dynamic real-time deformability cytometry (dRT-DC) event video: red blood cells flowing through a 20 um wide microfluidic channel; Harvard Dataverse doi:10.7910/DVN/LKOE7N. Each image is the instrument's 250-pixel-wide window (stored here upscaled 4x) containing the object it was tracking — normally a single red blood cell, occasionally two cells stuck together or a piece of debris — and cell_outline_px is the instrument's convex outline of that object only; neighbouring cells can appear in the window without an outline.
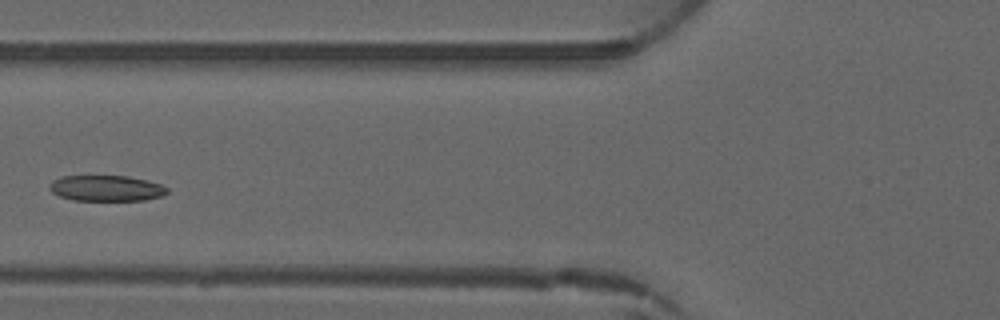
{"species": "common noctule bat (a hibernating species)", "species_latin": "Nyctalus noctula", "temperature_condition": "warm", "stored_images_in_passage": 4, "camera_frame_rate_fps": 3000, "um_per_image_px": 0.085, "animal": {"sex": "male", "forearm_length_mm": 52.5}, "frame": {"image": 1, "passage_image": 4, "time_ms": 3.667, "image_size_px": [1000, 320], "cell_outline_px": [[168, 192], [164, 196], [144, 200], [72, 200], [60, 196], [52, 192], [48, 188], [48, 184], [52, 180], [60, 176], [128, 176], [148, 180], [160, 184], [168, 188]], "centroid_in_image_um": [9.03, 15.99], "position_along_channel_um": 116.8, "area_um2": 17.86}}